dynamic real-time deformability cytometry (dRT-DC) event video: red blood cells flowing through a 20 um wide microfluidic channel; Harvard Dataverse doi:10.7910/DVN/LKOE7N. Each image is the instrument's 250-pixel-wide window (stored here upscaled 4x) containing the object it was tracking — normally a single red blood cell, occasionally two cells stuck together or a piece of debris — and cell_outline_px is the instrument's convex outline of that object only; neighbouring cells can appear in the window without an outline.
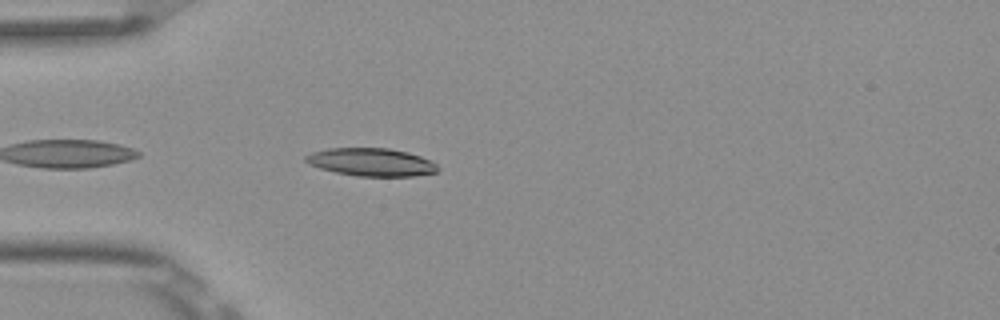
{"species": "Egyptian fruit bat (a non-hibernating species)", "species_latin": "Rousettus aegyptiacus", "temperature_condition": "room temperature", "stored_images_in_passage": 5, "camera_frame_rate_fps": 3000, "um_per_image_px": 0.085, "frame": {"image": 1, "passage_image": 5, "time_ms": 1.333, "image_size_px": [1000, 320], "cell_outline_px": [[440, 168], [436, 172], [412, 176], [356, 176], [336, 172], [320, 168], [308, 164], [304, 160], [304, 156], [312, 152], [328, 148], [388, 148], [408, 152], [420, 156], [436, 164]], "centroid_in_image_um": [31.53, 13.78], "position_along_channel_um": 53.5, "area_um2": 21.44}}